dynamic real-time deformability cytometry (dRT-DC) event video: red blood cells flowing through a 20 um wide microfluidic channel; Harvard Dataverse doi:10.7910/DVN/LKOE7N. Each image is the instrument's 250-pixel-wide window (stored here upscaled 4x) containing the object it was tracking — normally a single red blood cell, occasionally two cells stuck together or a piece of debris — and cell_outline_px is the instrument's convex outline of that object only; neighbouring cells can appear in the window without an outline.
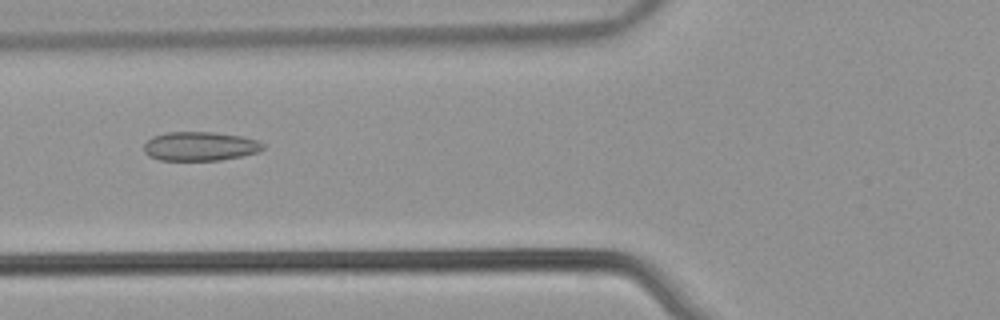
{"species": "common noctule bat (a hibernating species)", "species_latin": "Nyctalus noctula", "temperature_condition": "warm", "stored_images_in_passage": 46, "camera_frame_rate_fps": 3000, "um_per_image_px": 0.085, "animal": {"sex": "male", "body_mass_g": 21.5, "forearm_length_mm": 52.0}, "frame": {"image": 1, "passage_image": 14, "time_ms": 4.333, "image_size_px": [1000, 320], "cell_outline_px": [[264, 148], [260, 152], [220, 160], [160, 160], [148, 156], [144, 152], [144, 144], [152, 136], [168, 132], [212, 132], [244, 136], [260, 140], [264, 144]], "centroid_in_image_um": [17.03, 12.43], "position_along_channel_um": 108.8, "area_um2": 20.35}}
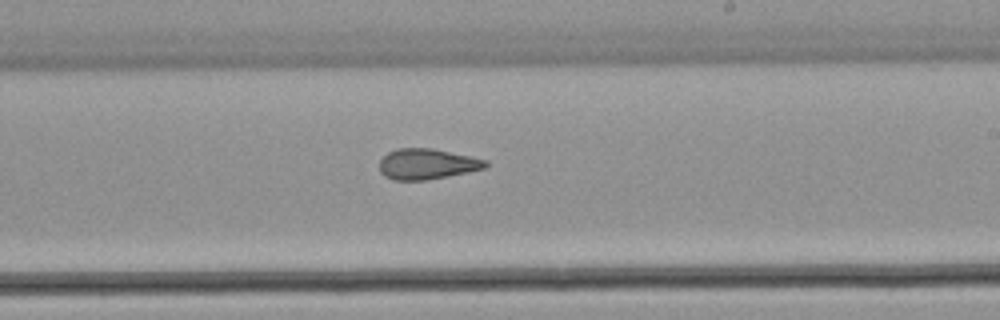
{"frame": {"image": 2, "passage_image": 25, "time_ms": 8.0, "image_size_px": [1000, 320], "cell_outline_px": [[488, 164], [484, 168], [468, 172], [428, 180], [392, 180], [384, 176], [380, 172], [380, 160], [388, 152], [396, 148], [432, 148], [488, 160]], "centroid_in_image_um": [36.28, 13.94], "position_along_channel_um": 252.7, "area_um2": 18.96}}
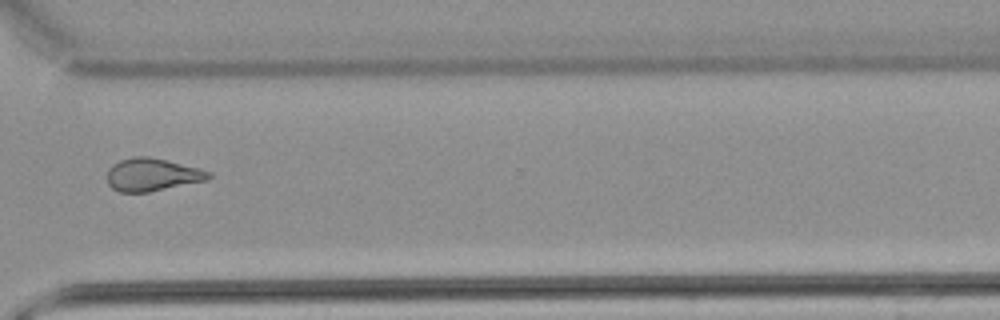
{"frame": {"image": 3, "passage_image": 33, "time_ms": 10.667, "image_size_px": [1000, 320], "cell_outline_px": [[212, 176], [208, 180], [148, 192], [120, 192], [112, 188], [108, 184], [108, 168], [112, 164], [120, 160], [132, 156], [148, 156], [200, 168], [212, 172]], "centroid_in_image_um": [12.94, 14.84], "position_along_channel_um": 357.7, "area_um2": 19.48}, "authors_computed_cell_mechanics": {"area_um2": 20.3167, "velocity_mm_per_s": 3.9304, "shape_relaxation_time_tau1_ms": null, "shape_relaxation_time_tau2_ms": 2.2849, "deformation_change_tau1": null, "deformation_change_tau2": 0.1025}}